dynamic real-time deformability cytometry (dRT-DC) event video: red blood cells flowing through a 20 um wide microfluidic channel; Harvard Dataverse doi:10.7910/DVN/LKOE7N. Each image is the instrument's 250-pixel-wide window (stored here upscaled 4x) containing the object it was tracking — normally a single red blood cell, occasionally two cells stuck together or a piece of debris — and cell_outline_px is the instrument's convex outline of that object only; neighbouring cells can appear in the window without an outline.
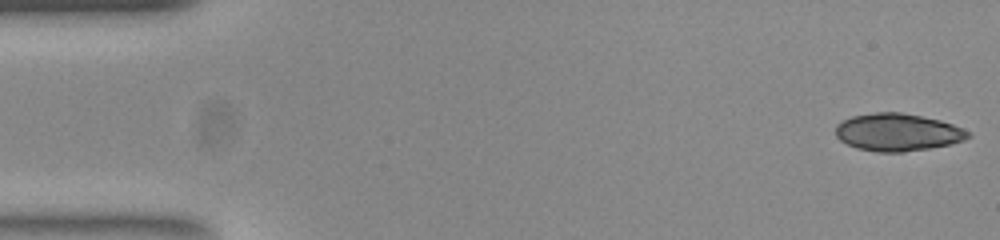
{"species": "common noctule bat (a hibernating species)", "species_latin": "Nyctalus noctula", "temperature_condition": "room temperature", "stored_images_in_passage": 51, "camera_frame_rate_fps": 3000, "um_per_image_px": 0.085, "animal": {"sex": "female", "body_mass_g": 23.0, "forearm_length_mm": 53.4}, "frame": {"image": 1, "passage_image": 1, "time_ms": 0.0, "image_size_px": [1000, 240], "cell_outline_px": [[972, 136], [964, 140], [952, 144], [904, 152], [876, 152], [856, 148], [840, 140], [836, 136], [836, 124], [852, 116], [876, 112], [900, 112], [940, 120], [964, 128], [972, 132]], "centroid_in_image_um": [76.33, 11.24], "position_along_channel_um": 8.7, "area_um2": 29.07}}
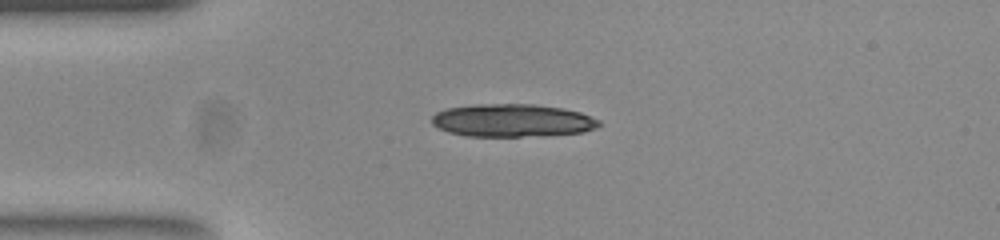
{"frame": {"image": 2, "passage_image": 12, "time_ms": 3.667, "image_size_px": [1000, 240], "cell_outline_px": [[604, 124], [596, 128], [584, 132], [544, 136], [464, 136], [448, 132], [432, 124], [432, 116], [436, 112], [448, 108], [476, 104], [536, 104], [560, 108], [580, 112], [600, 120]], "centroid_in_image_um": [43.59, 10.24], "position_along_channel_um": 41.4, "area_um2": 32.25}}